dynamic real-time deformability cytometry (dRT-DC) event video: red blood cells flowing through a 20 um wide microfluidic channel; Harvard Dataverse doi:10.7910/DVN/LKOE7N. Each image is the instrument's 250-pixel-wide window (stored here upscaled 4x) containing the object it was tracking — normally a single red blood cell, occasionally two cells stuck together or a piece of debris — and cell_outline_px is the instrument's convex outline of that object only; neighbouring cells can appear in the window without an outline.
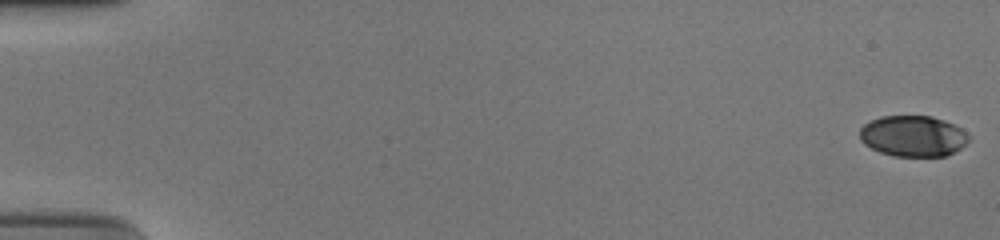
{"species": "human", "species_latin": "Homo sapiens", "temperature_condition": "cold", "stored_images_in_passage": 56, "camera_frame_rate_fps": 3000, "um_per_image_px": 0.085, "donor": {"sex": "male"}, "frame": {"image": 1, "passage_image": 1, "time_ms": 0.0, "image_size_px": [1000, 240], "cell_outline_px": [[972, 136], [960, 148], [944, 156], [892, 156], [880, 152], [864, 144], [860, 140], [860, 128], [864, 124], [880, 116], [932, 116], [944, 120], [968, 132]], "centroid_in_image_um": [77.6, 11.56], "position_along_channel_um": 7.4, "area_um2": 26.01}}
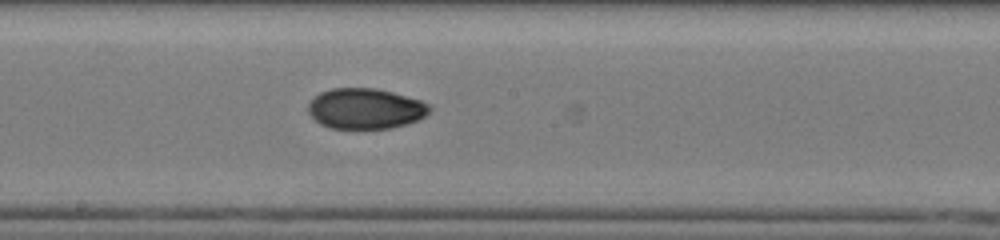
{"frame": {"image": 2, "passage_image": 32, "time_ms": 10.333, "image_size_px": [1000, 240], "cell_outline_px": [[432, 108], [420, 120], [408, 124], [392, 128], [332, 128], [320, 124], [308, 112], [308, 104], [320, 92], [332, 88], [376, 88], [392, 92], [420, 100], [428, 104]], "centroid_in_image_um": [31.08, 9.23], "position_along_channel_um": 217.1, "area_um2": 28.61}}
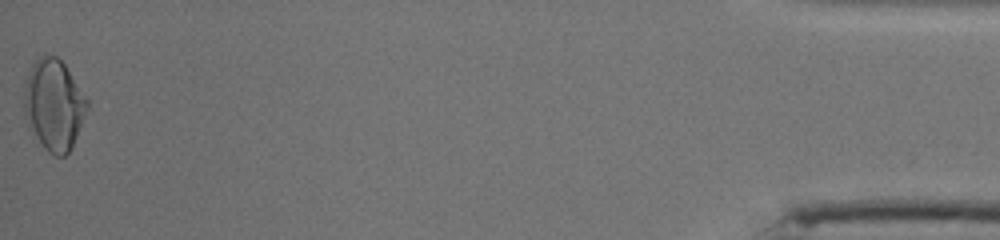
{"frame": {"image": 3, "passage_image": 56, "time_ms": 18.333, "image_size_px": [1000, 240], "cell_outline_px": [[88, 108], [76, 136], [68, 152], [64, 156], [56, 156], [48, 152], [44, 148], [36, 136], [24, 112], [24, 84], [32, 64], [44, 52], [56, 56], [64, 64], [88, 100]], "centroid_in_image_um": [4.57, 8.86], "position_along_channel_um": 430.6, "area_um2": 32.89}, "authors_computed_cell_mechanics": {"area_um2": 28.3509, "velocity_mm_per_s": 3.7663, "shape_relaxation_time_tau1_ms": null, "shape_relaxation_time_tau2_ms": 3.0781, "deformation_change_tau1": null, "deformation_change_tau2": 0.0547}}